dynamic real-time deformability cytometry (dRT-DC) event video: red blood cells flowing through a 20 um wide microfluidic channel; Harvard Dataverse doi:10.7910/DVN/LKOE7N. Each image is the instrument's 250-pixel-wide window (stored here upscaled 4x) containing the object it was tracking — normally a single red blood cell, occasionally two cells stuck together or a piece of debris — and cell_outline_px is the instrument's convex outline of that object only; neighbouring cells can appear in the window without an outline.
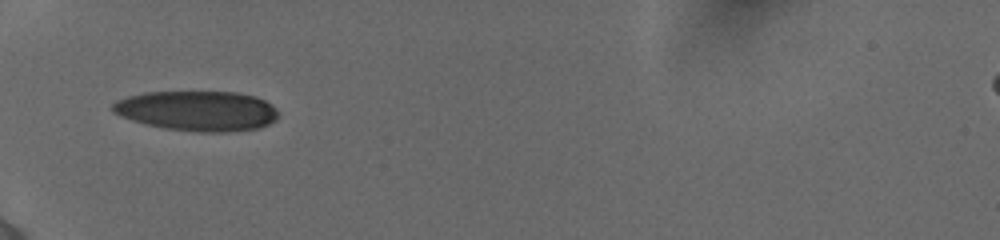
{"species": "human", "species_latin": "Homo sapiens", "temperature_condition": "cold", "stored_images_in_passage": 46, "camera_frame_rate_fps": 3000, "um_per_image_px": 0.085, "donor": {"sex": "female"}, "frame": {"image": 1, "passage_image": 1, "time_ms": 0.0, "image_size_px": [1000, 240], "cell_outline_px": [[280, 116], [276, 120], [260, 128], [224, 132], [196, 132], [164, 128], [132, 120], [120, 116], [112, 112], [112, 104], [116, 100], [128, 96], [148, 92], [236, 92], [256, 96], [272, 104], [276, 108]], "centroid_in_image_um": [16.8, 9.42], "position_along_channel_um": 68.2, "area_um2": 38.84}}
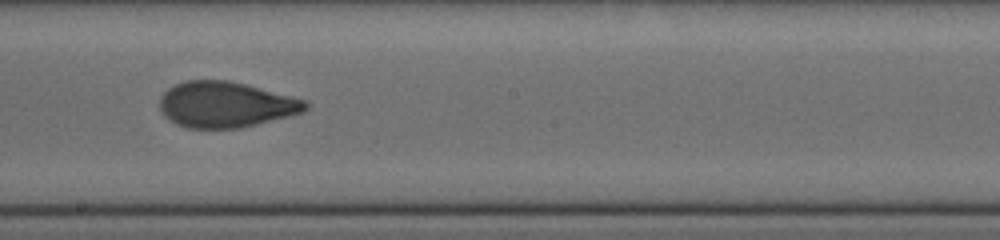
{"frame": {"image": 2, "passage_image": 18, "time_ms": 4.333, "image_size_px": [1000, 240], "cell_outline_px": [[308, 108], [304, 112], [240, 128], [188, 128], [176, 124], [168, 120], [164, 116], [160, 108], [160, 96], [168, 88], [184, 80], [228, 80], [308, 100]], "centroid_in_image_um": [19.17, 8.89], "position_along_channel_um": 229.0, "area_um2": 38.9}}
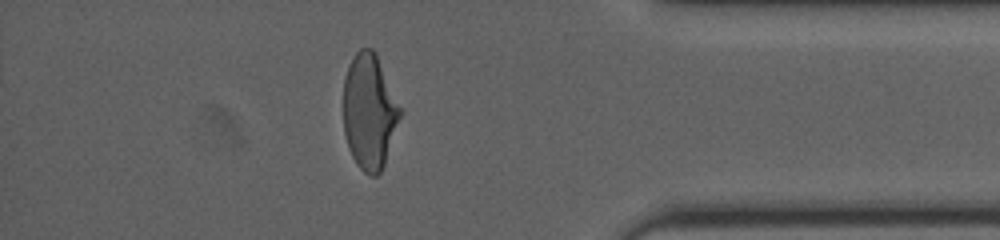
{"frame": {"image": 3, "passage_image": 38, "time_ms": 9.333, "image_size_px": [1000, 240], "cell_outline_px": [[400, 116], [384, 164], [380, 172], [376, 176], [372, 176], [364, 172], [356, 164], [348, 148], [344, 132], [344, 76], [348, 64], [356, 52], [360, 48], [372, 48], [376, 52], [400, 108]], "centroid_in_image_um": [31.36, 9.47], "position_along_channel_um": 403.8, "area_um2": 37.69}, "authors_computed_cell_mechanics": {"area_um2": 38.9283, "velocity_mm_per_s": 3.8927, "shape_relaxation_time_tau1_ms": 4.6533, "shape_relaxation_time_tau2_ms": 0.9886, "deformation_change_tau1": 0.172, "deformation_change_tau2": 0.0641}}